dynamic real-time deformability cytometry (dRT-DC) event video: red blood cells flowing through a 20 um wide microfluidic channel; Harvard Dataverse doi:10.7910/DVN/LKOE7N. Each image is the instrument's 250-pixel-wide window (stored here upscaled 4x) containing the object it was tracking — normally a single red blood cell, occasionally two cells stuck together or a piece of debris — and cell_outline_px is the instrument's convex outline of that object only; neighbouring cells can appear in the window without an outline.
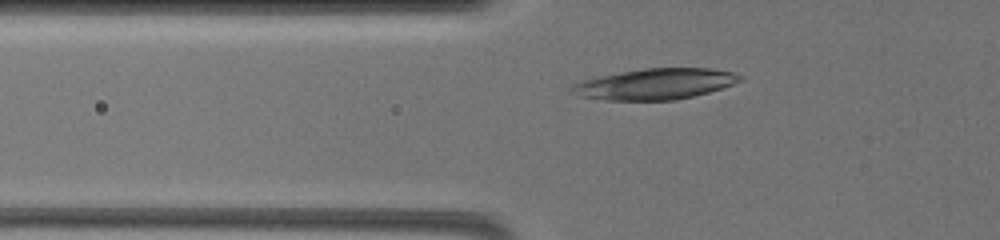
{"species": "common noctule bat (a hibernating species)", "species_latin": "Nyctalus noctula", "temperature_condition": "warm", "stored_images_in_passage": 67, "camera_frame_rate_fps": 3000, "um_per_image_px": 0.085, "animal": {"sex": "female", "body_mass_g": 19.5, "forearm_length_mm": 54.1}, "frame": {"image": 1, "passage_image": 32, "time_ms": 4.333, "image_size_px": [1000, 240], "cell_outline_px": [[744, 80], [708, 92], [676, 100], [604, 100], [576, 96], [568, 92], [568, 88], [572, 84], [584, 80], [600, 76], [620, 72], [644, 68], [712, 68], [736, 72], [744, 76]], "centroid_in_image_um": [55.67, 7.14], "position_along_channel_um": 70.1, "area_um2": 30.58}}
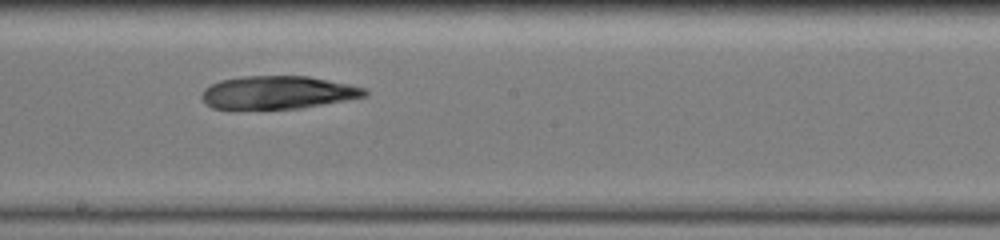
{"frame": {"image": 2, "passage_image": 53, "time_ms": 9.0, "image_size_px": [1000, 240], "cell_outline_px": [[368, 96], [348, 100], [300, 108], [236, 112], [232, 112], [212, 108], [204, 104], [200, 96], [204, 88], [220, 80], [244, 76], [308, 76], [352, 84], [368, 88]], "centroid_in_image_um": [23.56, 7.91], "position_along_channel_um": 224.6, "area_um2": 32.83}}
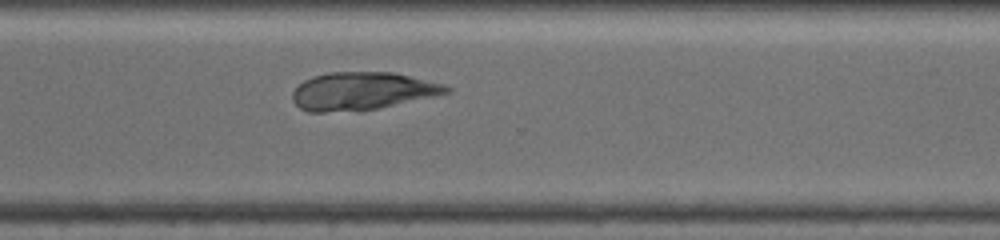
{"frame": {"image": 3, "passage_image": 66, "time_ms": 12.333, "image_size_px": [1000, 240], "cell_outline_px": [[452, 92], [436, 96], [380, 108], [324, 112], [308, 112], [300, 108], [292, 100], [292, 92], [304, 80], [312, 76], [328, 72], [392, 72], [444, 84], [452, 88]], "centroid_in_image_um": [30.8, 7.74], "position_along_channel_um": 339.8, "area_um2": 33.87}}